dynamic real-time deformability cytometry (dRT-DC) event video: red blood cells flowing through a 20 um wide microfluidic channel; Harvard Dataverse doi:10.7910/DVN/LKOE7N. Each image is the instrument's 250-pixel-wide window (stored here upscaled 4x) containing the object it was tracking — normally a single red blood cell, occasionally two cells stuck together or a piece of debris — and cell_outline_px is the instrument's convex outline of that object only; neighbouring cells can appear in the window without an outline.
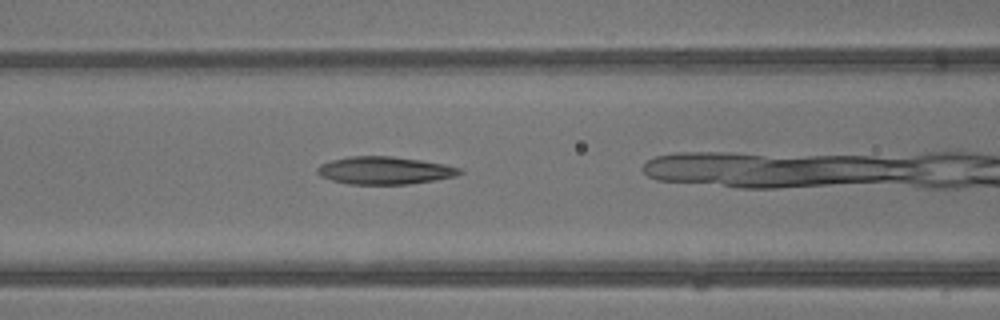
{"species": "common noctule bat (a hibernating species)", "species_latin": "Nyctalus noctula", "temperature_condition": "warm", "stored_images_in_passage": 18, "camera_frame_rate_fps": 3000, "um_per_image_px": 0.085, "animal": {"sex": "male", "body_mass_g": 13.3}, "frame": {"image": 1, "passage_image": 6, "time_ms": 1.667, "image_size_px": [1000, 320], "cell_outline_px": [[464, 172], [456, 176], [436, 180], [408, 184], [348, 184], [332, 180], [320, 176], [316, 172], [316, 168], [320, 164], [332, 160], [348, 156], [388, 156], [420, 160], [444, 164], [460, 168]], "centroid_in_image_um": [32.68, 14.49], "position_along_channel_um": 133.9, "area_um2": 22.95}}
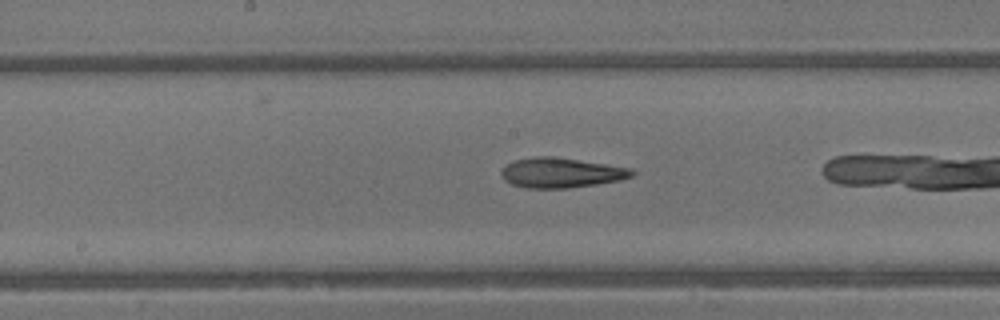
{"frame": {"image": 2, "passage_image": 10, "time_ms": 3.0, "image_size_px": [1000, 320], "cell_outline_px": [[636, 172], [632, 176], [620, 180], [596, 184], [568, 188], [528, 188], [512, 184], [504, 180], [500, 176], [500, 172], [508, 164], [516, 160], [536, 156], [552, 156], [632, 168]], "centroid_in_image_um": [47.7, 14.68], "position_along_channel_um": 200.5, "area_um2": 22.66}}
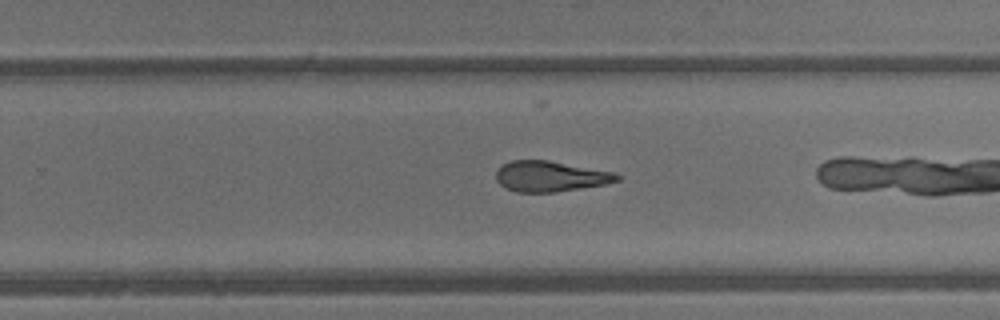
{"frame": {"image": 3, "passage_image": 15, "time_ms": 4.667, "image_size_px": [1000, 320], "cell_outline_px": [[624, 176], [620, 180], [604, 184], [556, 192], [516, 192], [500, 184], [496, 180], [496, 172], [504, 164], [512, 160], [548, 160], [616, 172]], "centroid_in_image_um": [46.83, 14.98], "position_along_channel_um": 283.0, "area_um2": 21.56}}